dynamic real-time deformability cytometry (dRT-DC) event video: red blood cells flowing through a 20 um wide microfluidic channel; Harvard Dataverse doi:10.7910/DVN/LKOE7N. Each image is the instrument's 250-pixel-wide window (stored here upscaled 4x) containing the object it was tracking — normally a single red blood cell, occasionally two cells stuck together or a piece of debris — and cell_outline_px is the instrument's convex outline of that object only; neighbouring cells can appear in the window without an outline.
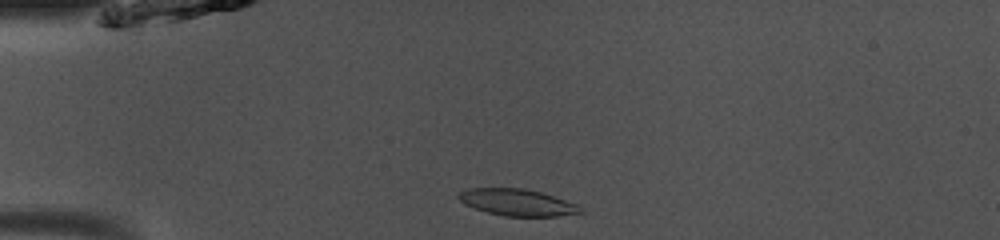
{"species": "common noctule bat (a hibernating species)", "species_latin": "Nyctalus noctula", "temperature_condition": "room temperature", "stored_images_in_passage": 38, "camera_frame_rate_fps": 3000, "um_per_image_px": 0.085, "animal": {"sex": "male", "body_mass_g": 13.0, "forearm_length_mm": 53.1}, "frame": {"image": 1, "passage_image": 1, "time_ms": 0.0, "image_size_px": [1000, 240], "cell_outline_px": [[584, 212], [556, 216], [504, 216], [488, 212], [464, 204], [456, 196], [460, 192], [468, 188], [524, 188], [540, 192], [576, 204]], "centroid_in_image_um": [43.93, 17.2], "position_along_channel_um": 41.1, "area_um2": 18.67}}
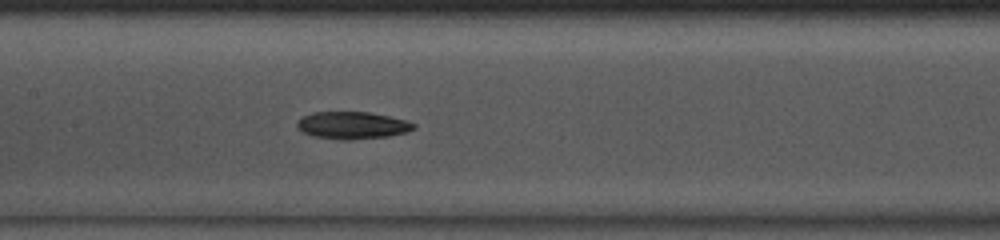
{"frame": {"image": 2, "passage_image": 13, "time_ms": 4.0, "image_size_px": [1000, 240], "cell_outline_px": [[416, 128], [408, 132], [388, 136], [348, 140], [344, 140], [312, 136], [304, 132], [296, 124], [300, 116], [312, 112], [368, 112], [408, 120], [416, 124]], "centroid_in_image_um": [29.97, 10.64], "position_along_channel_um": 177.4, "area_um2": 18.61}}
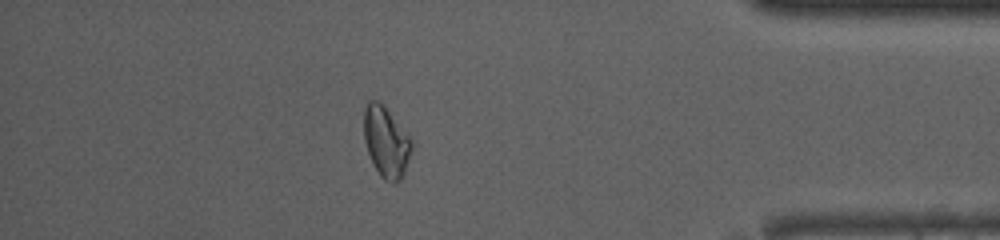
{"frame": {"image": 3, "passage_image": 32, "time_ms": 10.333, "image_size_px": [1000, 240], "cell_outline_px": [[412, 152], [404, 172], [400, 180], [396, 184], [392, 184], [384, 180], [380, 176], [372, 164], [364, 140], [364, 108], [368, 100], [376, 100], [384, 104], [412, 140]], "centroid_in_image_um": [32.81, 12.07], "position_along_channel_um": 402.4, "area_um2": 19.94}}